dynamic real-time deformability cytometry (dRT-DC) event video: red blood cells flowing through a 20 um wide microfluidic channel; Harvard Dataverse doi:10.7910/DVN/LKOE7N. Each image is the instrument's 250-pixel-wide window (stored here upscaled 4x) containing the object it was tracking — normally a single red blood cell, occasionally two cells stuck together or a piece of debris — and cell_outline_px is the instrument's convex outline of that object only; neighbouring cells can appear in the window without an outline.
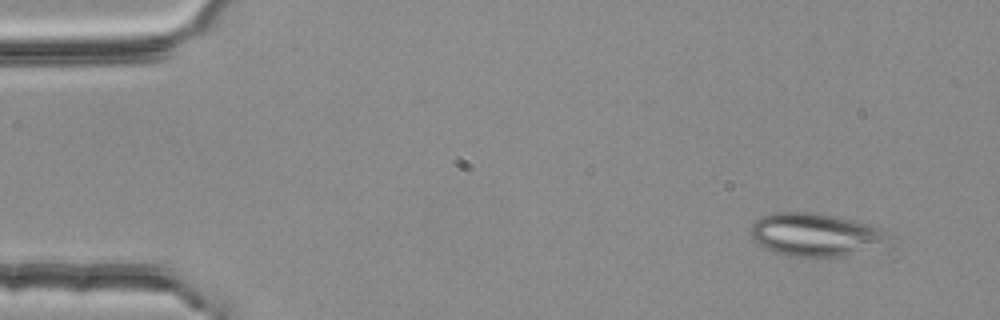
{"species": "common noctule bat (a hibernating species)", "species_latin": "Nyctalus noctula", "temperature_condition": "room temperature", "stored_images_in_passage": 4, "camera_frame_rate_fps": 3000, "um_per_image_px": 0.085, "animal": {"sex": "female", "body_mass_g": 25.1}, "frame": {"image": 1, "passage_image": 1, "time_ms": 0.0, "image_size_px": [1000, 320], "cell_outline_px": [[892, 248], [888, 252], [828, 260], [816, 260], [788, 256], [776, 252], [760, 244], [748, 232], [752, 224], [760, 216], [772, 212], [816, 212], [840, 216], [884, 228], [892, 232]], "centroid_in_image_um": [69.65, 20.04], "position_along_channel_um": 15.4, "area_um2": 38.03}}